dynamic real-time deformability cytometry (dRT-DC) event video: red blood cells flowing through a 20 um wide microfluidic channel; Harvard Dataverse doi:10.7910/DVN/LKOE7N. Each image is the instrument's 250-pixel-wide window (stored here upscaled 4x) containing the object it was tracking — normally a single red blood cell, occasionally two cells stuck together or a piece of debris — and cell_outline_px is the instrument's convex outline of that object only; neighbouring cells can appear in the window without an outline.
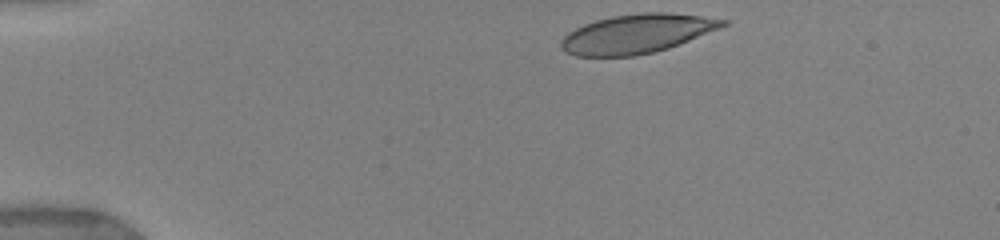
{"species": "human", "species_latin": "Homo sapiens", "temperature_condition": "warm", "stored_images_in_passage": 21, "camera_frame_rate_fps": 3000, "um_per_image_px": 0.085, "donor": {"sex": "female"}, "frame": {"image": 1, "passage_image": 1, "time_ms": 0.0, "image_size_px": [1000, 240], "cell_outline_px": [[728, 24], [720, 28], [668, 48], [636, 56], [576, 56], [564, 52], [560, 48], [560, 40], [568, 32], [584, 24], [596, 20], [612, 16], [644, 12], [668, 12], [700, 16], [728, 20]], "centroid_in_image_um": [54.09, 2.87], "position_along_channel_um": 30.9, "area_um2": 36.7}}